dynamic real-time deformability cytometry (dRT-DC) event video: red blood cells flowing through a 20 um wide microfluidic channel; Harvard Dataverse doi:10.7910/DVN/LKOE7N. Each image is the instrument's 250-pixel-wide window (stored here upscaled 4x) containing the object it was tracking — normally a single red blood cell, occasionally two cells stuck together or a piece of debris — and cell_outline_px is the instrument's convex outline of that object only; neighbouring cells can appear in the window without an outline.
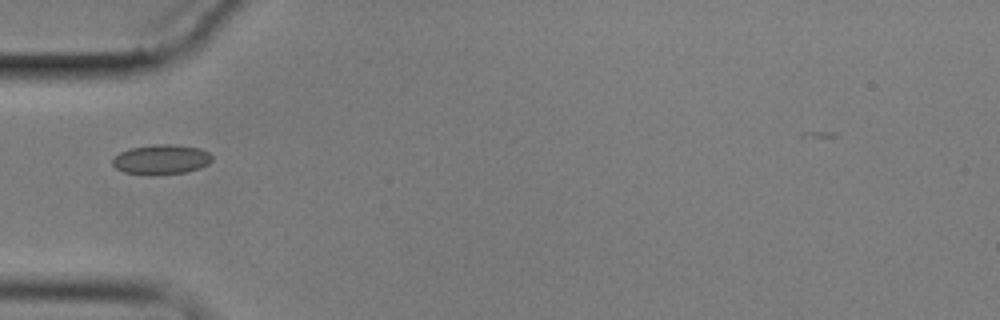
{"species": "common noctule bat (a hibernating species)", "species_latin": "Nyctalus noctula", "temperature_condition": "cold", "stored_images_in_passage": 7, "camera_frame_rate_fps": 3000, "um_per_image_px": 0.085, "animal": {"sex": "male", "body_mass_g": 17.9}, "frame": {"image": 1, "passage_image": 1, "time_ms": 0.0, "image_size_px": [1000, 320], "cell_outline_px": [[212, 160], [208, 164], [200, 168], [184, 172], [156, 176], [152, 176], [124, 172], [116, 168], [112, 164], [112, 160], [120, 152], [132, 148], [156, 144], [172, 144], [200, 148], [208, 152], [212, 156]], "centroid_in_image_um": [13.71, 13.57], "position_along_channel_um": 71.3, "area_um2": 17.4}}
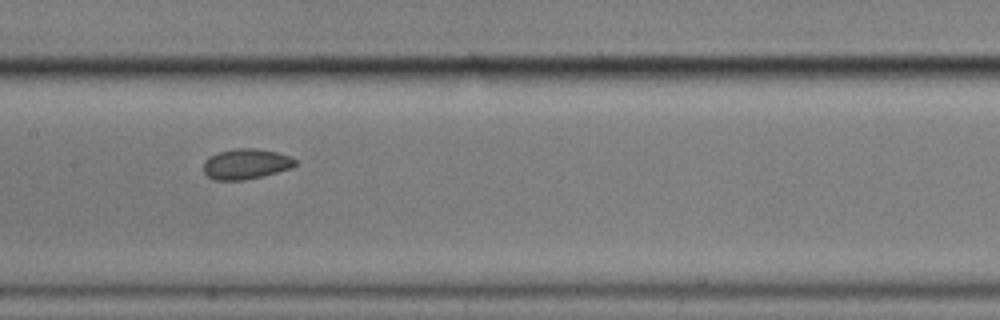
{"frame": {"image": 2, "passage_image": 4, "time_ms": 3.333, "image_size_px": [1000, 320], "cell_outline_px": [[296, 164], [292, 168], [244, 180], [212, 180], [204, 172], [204, 160], [216, 152], [236, 148], [256, 148], [276, 152], [292, 156], [296, 160]], "centroid_in_image_um": [20.89, 13.92], "position_along_channel_um": 186.5, "area_um2": 16.3}}
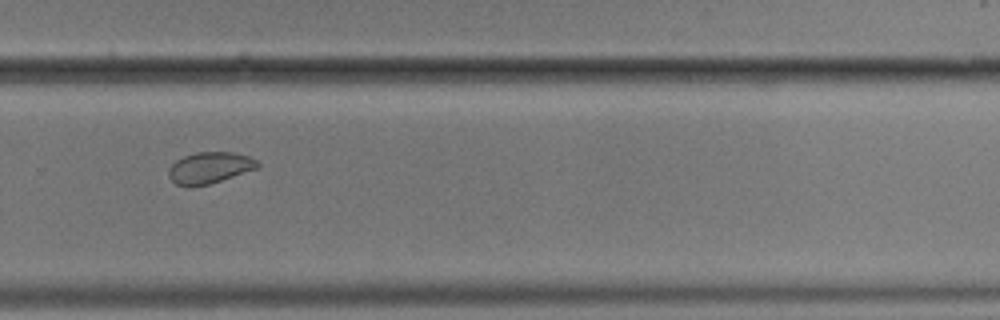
{"frame": {"image": 3, "passage_image": 7, "time_ms": 7.0, "image_size_px": [1000, 320], "cell_outline_px": [[260, 168], [208, 184], [188, 188], [176, 184], [168, 176], [168, 168], [176, 160], [184, 156], [196, 152], [232, 152], [248, 156], [256, 160], [260, 164]], "centroid_in_image_um": [17.81, 14.27], "position_along_channel_um": 312.0, "area_um2": 16.42}}